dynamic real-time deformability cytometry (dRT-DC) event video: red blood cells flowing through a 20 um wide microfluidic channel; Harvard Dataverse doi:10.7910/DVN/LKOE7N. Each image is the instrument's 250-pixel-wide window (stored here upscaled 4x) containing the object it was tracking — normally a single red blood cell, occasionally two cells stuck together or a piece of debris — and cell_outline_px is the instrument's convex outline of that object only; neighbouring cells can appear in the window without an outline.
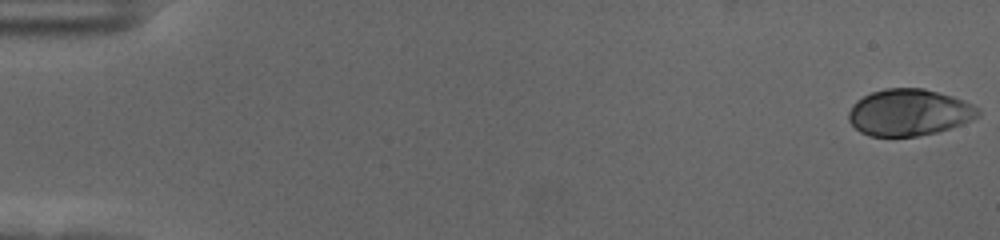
{"species": "human", "species_latin": "Homo sapiens", "temperature_condition": "cold", "stored_images_in_passage": 58, "camera_frame_rate_fps": 3000, "um_per_image_px": 0.085, "donor": {"sex": "female"}, "frame": {"image": 1, "passage_image": 1, "time_ms": 0.0, "image_size_px": [1000, 240], "cell_outline_px": [[980, 116], [972, 120], [936, 132], [916, 136], [868, 136], [860, 132], [848, 120], [848, 112], [852, 104], [856, 100], [872, 92], [884, 88], [924, 88], [952, 96], [964, 100], [980, 108]], "centroid_in_image_um": [77.26, 9.55], "position_along_channel_um": 7.7, "area_um2": 35.26}}
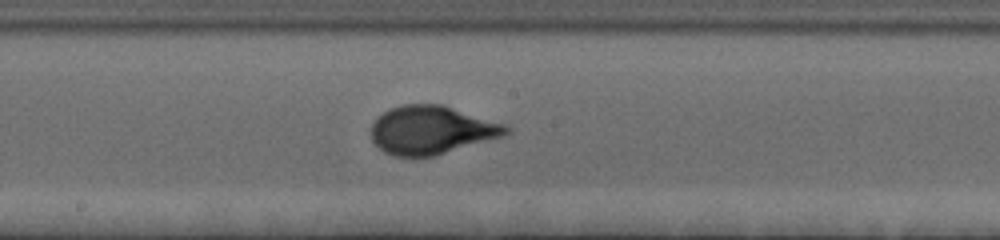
{"frame": {"image": 2, "passage_image": 32, "time_ms": 10.333, "image_size_px": [1000, 240], "cell_outline_px": [[512, 132], [504, 136], [432, 156], [396, 156], [384, 152], [372, 140], [372, 124], [384, 112], [400, 104], [444, 104], [504, 124], [512, 128]], "centroid_in_image_um": [36.72, 11.04], "position_along_channel_um": 211.5, "area_um2": 37.8}}
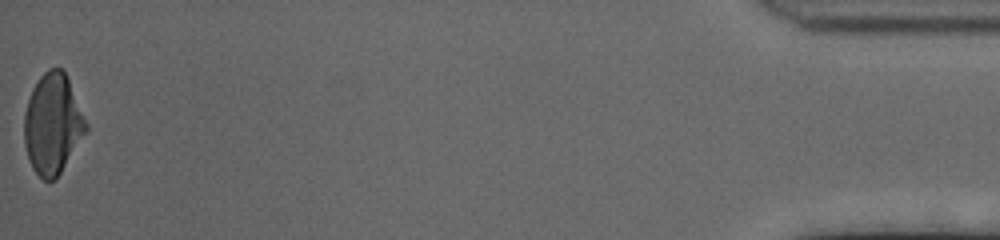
{"frame": {"image": 3, "passage_image": 58, "time_ms": 19.0, "image_size_px": [1000, 240], "cell_outline_px": [[88, 132], [56, 180], [44, 180], [32, 168], [28, 160], [24, 144], [24, 112], [32, 88], [40, 76], [48, 68], [60, 68], [64, 72], [68, 80], [88, 124]], "centroid_in_image_um": [4.48, 10.57], "position_along_channel_um": 430.7, "area_um2": 36.36}, "authors_computed_cell_mechanics": {"area_um2": 35.9805, "velocity_mm_per_s": 3.549, "shape_relaxation_time_tau1_ms": 4.3698, "shape_relaxation_time_tau2_ms": null, "deformation_change_tau1": 0.1888, "deformation_change_tau2": null}}